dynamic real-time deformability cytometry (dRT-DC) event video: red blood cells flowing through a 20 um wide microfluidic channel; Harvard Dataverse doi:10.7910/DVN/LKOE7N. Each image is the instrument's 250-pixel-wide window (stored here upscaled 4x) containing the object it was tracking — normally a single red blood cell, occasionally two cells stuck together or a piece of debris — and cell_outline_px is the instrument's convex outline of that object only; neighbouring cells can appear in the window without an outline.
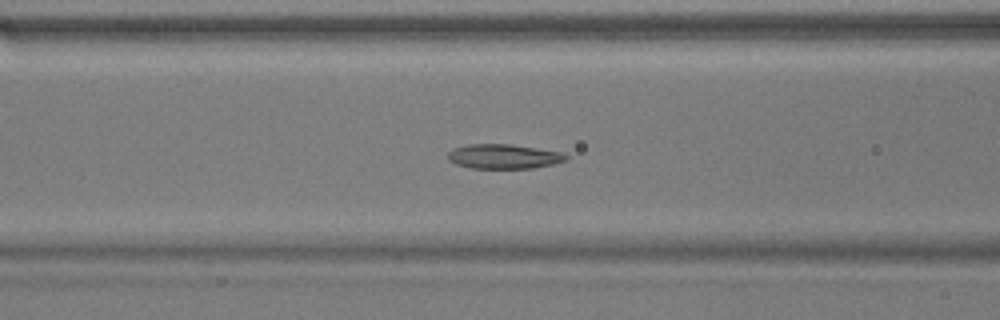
{"species": "common noctule bat (a hibernating species)", "species_latin": "Nyctalus noctula", "temperature_condition": "warm", "stored_images_in_passage": 39, "camera_frame_rate_fps": 3000, "um_per_image_px": 0.085, "animal": {"sex": "male", "body_mass_g": 17.9}, "frame": {"image": 1, "passage_image": 6, "time_ms": 1.667, "image_size_px": [1000, 320], "cell_outline_px": [[568, 160], [552, 164], [532, 168], [472, 168], [456, 164], [448, 160], [448, 152], [452, 148], [468, 144], [508, 144], [560, 152], [568, 156]], "centroid_in_image_um": [42.77, 13.3], "position_along_channel_um": 123.8, "area_um2": 16.76}}
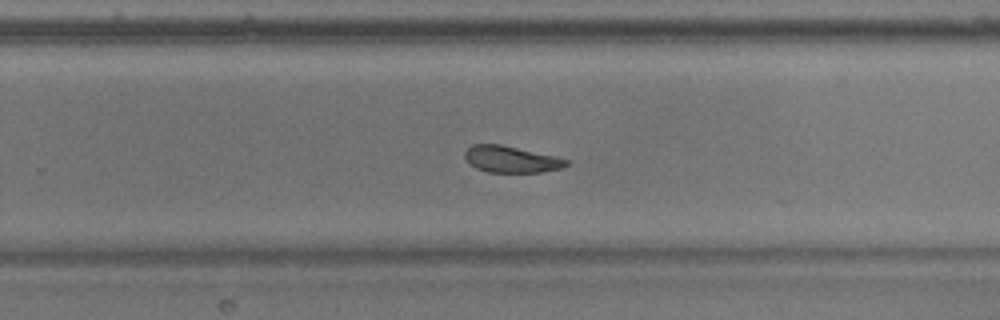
{"frame": {"image": 2, "passage_image": 19, "time_ms": 6.0, "image_size_px": [1000, 320], "cell_outline_px": [[568, 164], [560, 168], [540, 172], [488, 172], [476, 168], [464, 156], [464, 152], [472, 144], [500, 144], [556, 156], [568, 160]], "centroid_in_image_um": [43.44, 13.53], "position_along_channel_um": 286.4, "area_um2": 15.49}}
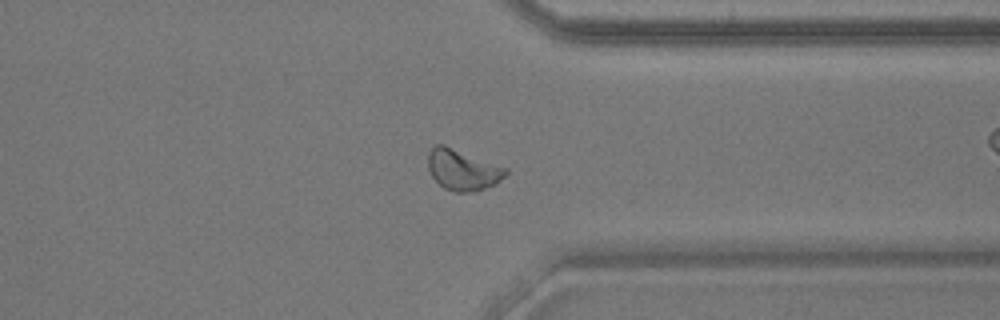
{"frame": {"image": 3, "passage_image": 26, "time_ms": 8.333, "image_size_px": [1000, 320], "cell_outline_px": [[508, 172], [504, 176], [492, 184], [476, 192], [456, 192], [444, 188], [432, 176], [428, 168], [428, 152], [436, 144], [444, 144], [508, 168]], "centroid_in_image_um": [39.3, 14.42], "position_along_channel_um": 372.1, "area_um2": 18.32}, "authors_computed_cell_mechanics": {"area_um2": 17.1666, "velocity_mm_per_s": 3.76, "shape_relaxation_time_tau1_ms": 10.4569, "shape_relaxation_time_tau2_ms": 3.4866, "deformation_change_tau1": 0.2064, "deformation_change_tau2": 0.0903}}